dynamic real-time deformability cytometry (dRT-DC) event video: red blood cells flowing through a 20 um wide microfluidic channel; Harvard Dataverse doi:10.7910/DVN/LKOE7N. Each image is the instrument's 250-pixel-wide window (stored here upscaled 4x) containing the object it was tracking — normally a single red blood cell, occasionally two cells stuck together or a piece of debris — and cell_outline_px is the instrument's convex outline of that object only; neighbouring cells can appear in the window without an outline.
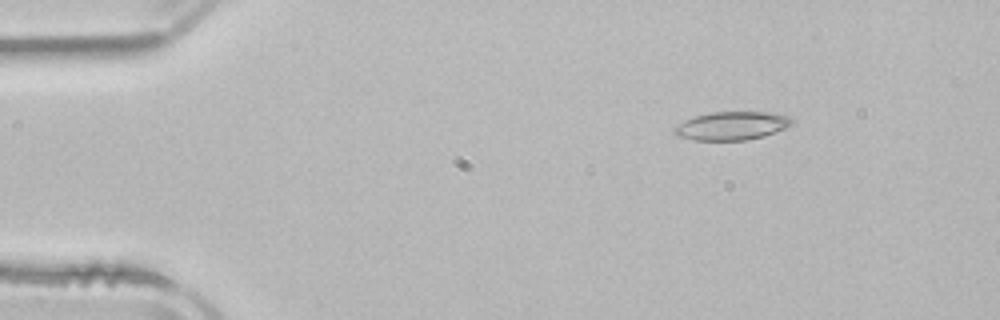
{"species": "common noctule bat (a hibernating species)", "species_latin": "Nyctalus noctula", "temperature_condition": "room temperature", "stored_images_in_passage": 4, "camera_frame_rate_fps": 3000, "um_per_image_px": 0.085, "animal": {"sex": "male", "body_mass_g": 21.5, "forearm_length_mm": 52.0}, "frame": {"image": 1, "passage_image": 2, "time_ms": 1.667, "image_size_px": [1000, 320], "cell_outline_px": [[796, 120], [792, 124], [784, 128], [764, 136], [748, 140], [692, 140], [676, 136], [672, 128], [684, 120], [696, 116], [712, 112], [768, 112], [792, 116]], "centroid_in_image_um": [62.21, 10.69], "position_along_channel_um": 22.8, "area_um2": 19.59}}
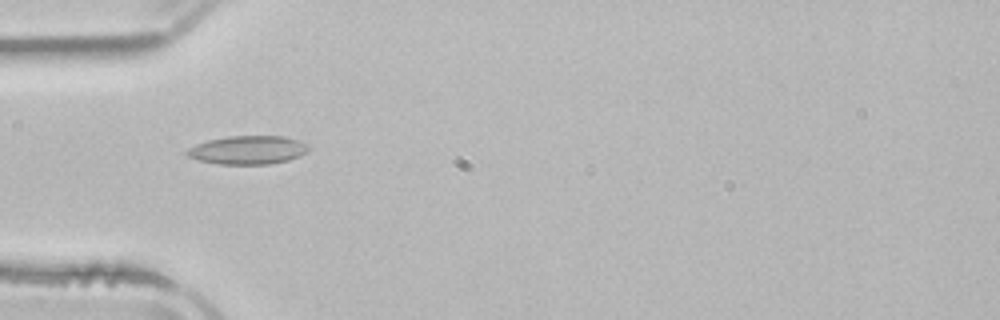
{"frame": {"image": 2, "passage_image": 4, "time_ms": 4.667, "image_size_px": [1000, 320], "cell_outline_px": [[308, 148], [300, 156], [288, 160], [268, 164], [216, 164], [200, 160], [188, 156], [184, 152], [188, 148], [196, 144], [208, 140], [228, 136], [284, 136], [308, 144]], "centroid_in_image_um": [21.03, 12.75], "position_along_channel_um": 64.0, "area_um2": 20.06}}